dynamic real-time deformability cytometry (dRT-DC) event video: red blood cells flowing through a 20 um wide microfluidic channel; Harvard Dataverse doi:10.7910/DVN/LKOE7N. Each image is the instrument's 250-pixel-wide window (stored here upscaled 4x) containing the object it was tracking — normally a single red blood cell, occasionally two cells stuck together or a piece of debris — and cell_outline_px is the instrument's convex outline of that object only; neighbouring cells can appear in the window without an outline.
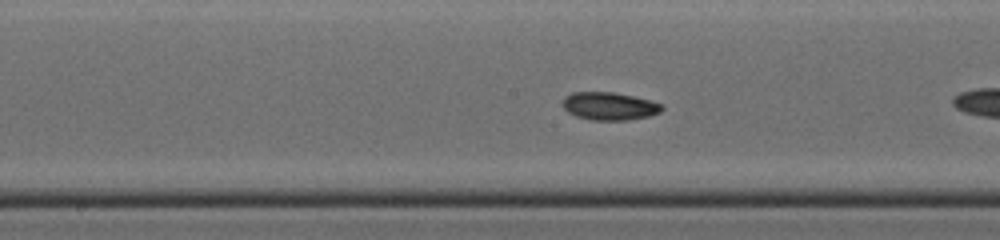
{"species": "common noctule bat (a hibernating species)", "species_latin": "Nyctalus noctula", "temperature_condition": "cold", "stored_images_in_passage": 19, "camera_frame_rate_fps": 3000, "um_per_image_px": 0.085, "animal": {"sex": "male", "body_mass_g": 19.0, "forearm_length_mm": 50.8}, "frame": {"image": 1, "passage_image": 9, "time_ms": 2.667, "image_size_px": [1000, 240], "cell_outline_px": [[664, 108], [660, 112], [648, 116], [628, 120], [592, 120], [576, 116], [568, 112], [564, 108], [564, 96], [572, 92], [612, 92], [632, 96], [664, 104]], "centroid_in_image_um": [51.81, 9.02], "position_along_channel_um": 196.4, "area_um2": 16.01}}